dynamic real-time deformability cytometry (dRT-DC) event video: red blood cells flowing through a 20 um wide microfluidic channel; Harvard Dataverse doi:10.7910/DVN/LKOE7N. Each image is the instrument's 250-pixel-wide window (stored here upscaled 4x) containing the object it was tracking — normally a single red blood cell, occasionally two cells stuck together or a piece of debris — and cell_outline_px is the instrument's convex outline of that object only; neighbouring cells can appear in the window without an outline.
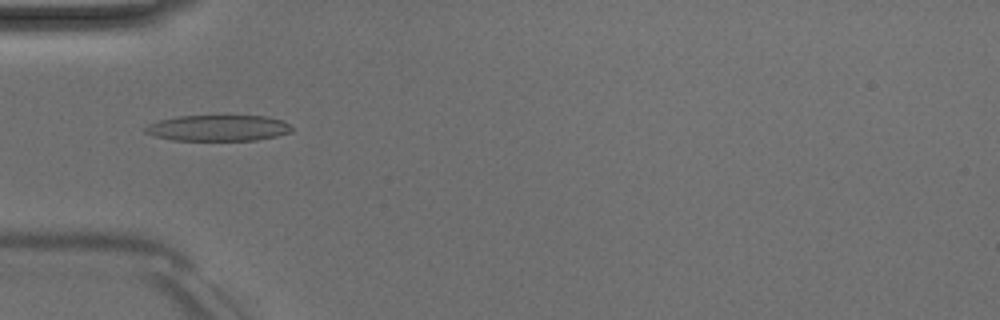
{"species": "Egyptian fruit bat (a non-hibernating species)", "species_latin": "Rousettus aegyptiacus", "temperature_condition": "room temperature", "stored_images_in_passage": 50, "camera_frame_rate_fps": 3000, "um_per_image_px": 0.085, "animal": {"sex": "male"}, "frame": {"image": 1, "passage_image": 16, "time_ms": 5.0, "image_size_px": [1000, 320], "cell_outline_px": [[292, 132], [276, 136], [256, 140], [172, 140], [156, 136], [144, 132], [144, 128], [148, 124], [160, 120], [180, 116], [268, 116], [284, 120], [292, 128]], "centroid_in_image_um": [18.57, 10.88], "position_along_channel_um": 66.4, "area_um2": 22.14}}
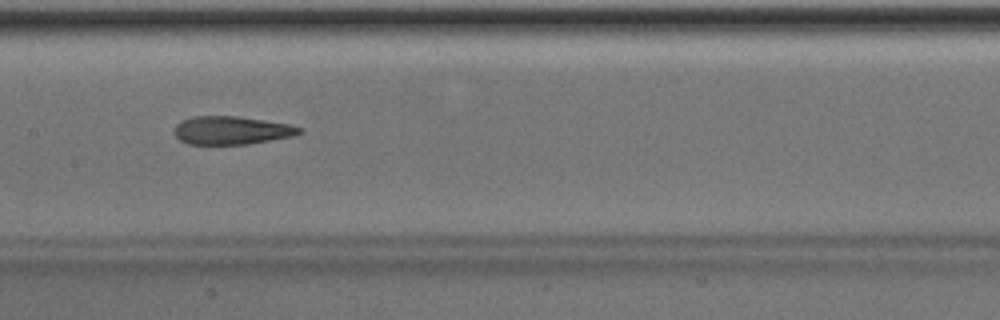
{"frame": {"image": 2, "passage_image": 25, "time_ms": 8.0, "image_size_px": [1000, 320], "cell_outline_px": [[304, 132], [292, 136], [248, 144], [188, 144], [180, 140], [176, 136], [176, 124], [192, 116], [236, 116], [264, 120], [288, 124], [300, 128]], "centroid_in_image_um": [19.69, 11.08], "position_along_channel_um": 187.7, "area_um2": 20.29}}
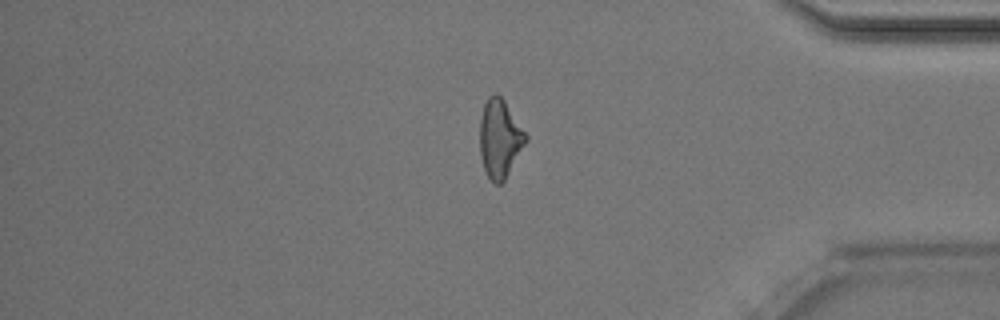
{"frame": {"image": 3, "passage_image": 42, "time_ms": 13.667, "image_size_px": [1000, 320], "cell_outline_px": [[528, 140], [504, 180], [500, 184], [496, 184], [488, 176], [484, 168], [480, 156], [480, 120], [484, 104], [488, 96], [496, 92], [504, 100], [528, 136]], "centroid_in_image_um": [42.48, 11.76], "position_along_channel_um": 392.7, "area_um2": 20.81}, "authors_computed_cell_mechanics": {"area_um2": 21.6461, "velocity_mm_per_s": 4.0402, "shape_relaxation_time_tau1_ms": null, "shape_relaxation_time_tau2_ms": 2.3448, "deformation_change_tau1": null, "deformation_change_tau2": 0.1244}}